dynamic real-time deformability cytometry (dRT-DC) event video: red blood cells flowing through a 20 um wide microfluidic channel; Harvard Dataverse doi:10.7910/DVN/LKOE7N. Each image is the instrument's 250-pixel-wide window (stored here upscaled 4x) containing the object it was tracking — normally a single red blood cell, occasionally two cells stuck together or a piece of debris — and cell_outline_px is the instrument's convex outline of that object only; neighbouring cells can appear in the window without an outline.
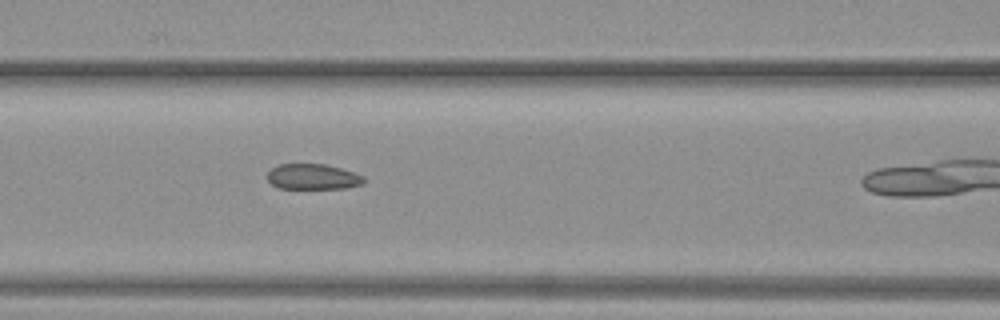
{"species": "common noctule bat (a hibernating species)", "species_latin": "Nyctalus noctula", "temperature_condition": "warm", "stored_images_in_passage": 12, "camera_frame_rate_fps": 3000, "um_per_image_px": 0.085, "animal": {"sex": "female", "body_mass_g": 19.3, "forearm_length_mm": 54.1}, "frame": {"image": 1, "passage_image": 6, "time_ms": 1.667, "image_size_px": [1000, 320], "cell_outline_px": [[364, 184], [344, 188], [276, 188], [268, 180], [268, 172], [272, 168], [280, 164], [324, 164], [340, 168], [364, 176]], "centroid_in_image_um": [26.59, 15.02], "position_along_channel_um": 140.0, "area_um2": 14.22}}
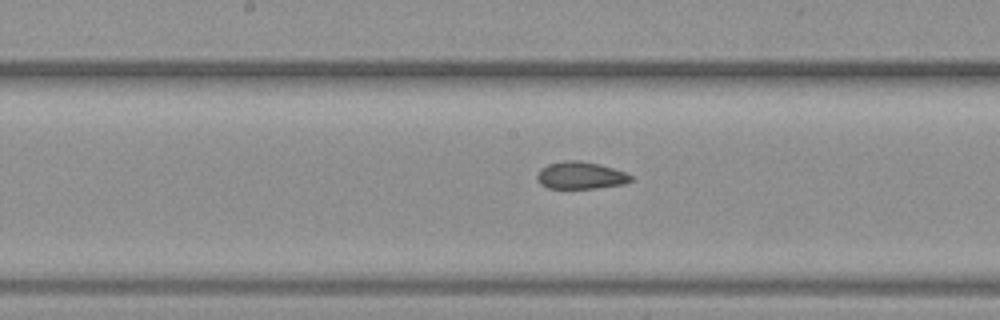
{"frame": {"image": 2, "passage_image": 10, "time_ms": 3.0, "image_size_px": [1000, 320], "cell_outline_px": [[632, 180], [624, 184], [596, 188], [548, 188], [540, 184], [536, 176], [548, 164], [564, 160], [580, 160], [612, 168], [624, 172], [632, 176]], "centroid_in_image_um": [49.35, 14.91], "position_along_channel_um": 198.8, "area_um2": 14.62}}